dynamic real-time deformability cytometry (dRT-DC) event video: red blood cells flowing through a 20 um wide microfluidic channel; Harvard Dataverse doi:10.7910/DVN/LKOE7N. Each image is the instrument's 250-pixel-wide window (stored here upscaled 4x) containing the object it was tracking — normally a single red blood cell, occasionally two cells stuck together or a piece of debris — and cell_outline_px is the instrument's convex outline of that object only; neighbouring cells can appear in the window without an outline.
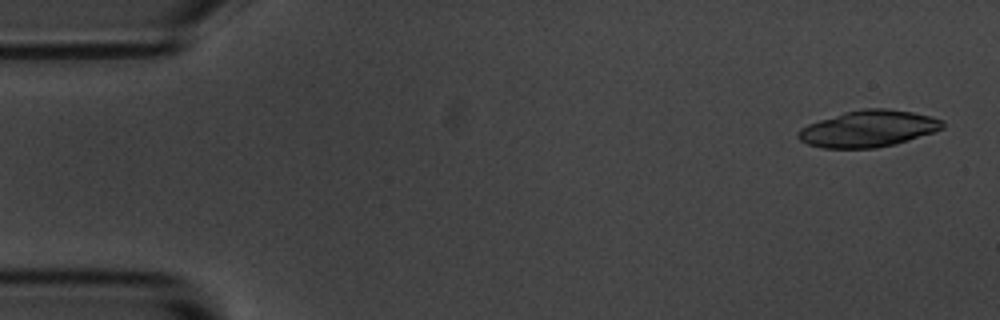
{"species": "common noctule bat (a hibernating species)", "species_latin": "Nyctalus noctula", "temperature_condition": "room temperature", "stored_images_in_passage": 5, "camera_frame_rate_fps": 3000, "um_per_image_px": 0.085, "animal": {"sex": "male", "body_mass_g": 20.1, "forearm_length_mm": 53.5}, "frame": {"image": 1, "passage_image": 1, "time_ms": 0.0, "image_size_px": [1000, 320], "cell_outline_px": [[944, 128], [896, 144], [876, 148], [824, 148], [808, 144], [800, 140], [796, 136], [796, 132], [800, 128], [808, 124], [844, 112], [864, 108], [888, 108], [912, 112], [932, 116], [944, 120]], "centroid_in_image_um": [73.81, 10.93], "position_along_channel_um": 11.2, "area_um2": 30.81}}